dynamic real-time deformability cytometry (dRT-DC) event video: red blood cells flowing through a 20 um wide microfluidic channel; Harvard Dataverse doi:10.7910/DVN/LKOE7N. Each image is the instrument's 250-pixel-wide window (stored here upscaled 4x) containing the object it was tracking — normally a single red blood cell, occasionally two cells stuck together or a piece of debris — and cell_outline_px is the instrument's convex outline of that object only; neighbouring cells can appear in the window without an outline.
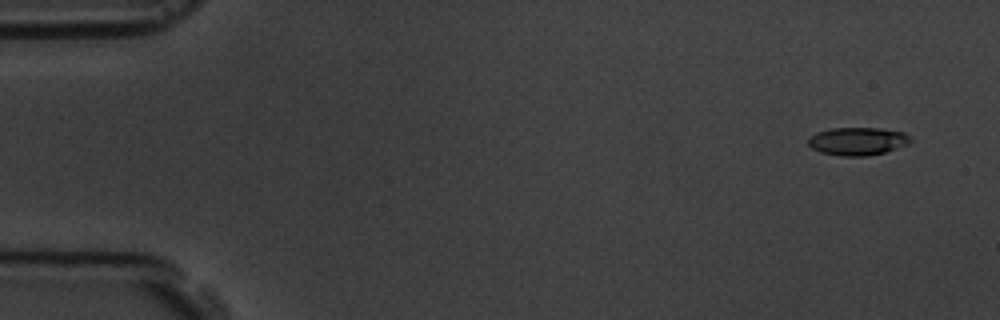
{"species": "common noctule bat (a hibernating species)", "species_latin": "Nyctalus noctula", "temperature_condition": "room temperature", "stored_images_in_passage": 5, "camera_frame_rate_fps": 3000, "um_per_image_px": 0.085, "animal": {"sex": "male", "body_mass_g": 19.5, "forearm_length_mm": 54.6}, "frame": {"image": 1, "passage_image": 1, "time_ms": 0.0, "image_size_px": [1000, 320], "cell_outline_px": [[912, 140], [908, 144], [884, 152], [868, 156], [840, 156], [820, 152], [812, 148], [808, 144], [808, 136], [816, 132], [832, 128], [880, 128], [904, 132]], "centroid_in_image_um": [72.86, 12.0], "position_along_channel_um": 12.1, "area_um2": 16.7}}
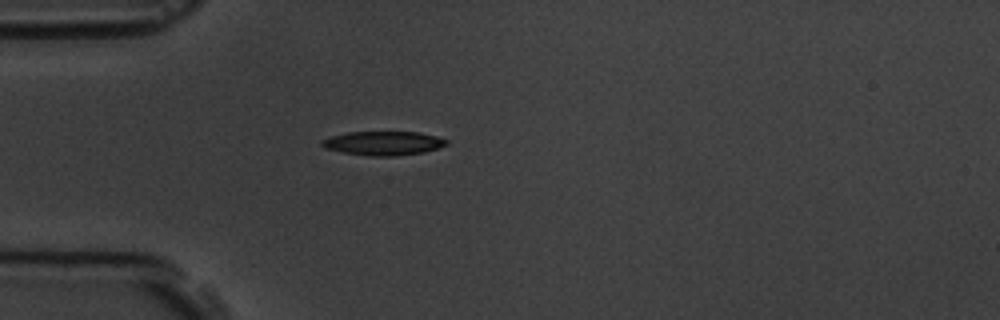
{"frame": {"image": 2, "passage_image": 5, "time_ms": 4.333, "image_size_px": [1000, 320], "cell_outline_px": [[448, 144], [424, 152], [396, 156], [372, 156], [344, 152], [324, 148], [320, 144], [320, 140], [332, 136], [348, 132], [416, 132], [436, 136], [448, 140]], "centroid_in_image_um": [32.57, 12.17], "position_along_channel_um": 52.4, "area_um2": 17.28}}